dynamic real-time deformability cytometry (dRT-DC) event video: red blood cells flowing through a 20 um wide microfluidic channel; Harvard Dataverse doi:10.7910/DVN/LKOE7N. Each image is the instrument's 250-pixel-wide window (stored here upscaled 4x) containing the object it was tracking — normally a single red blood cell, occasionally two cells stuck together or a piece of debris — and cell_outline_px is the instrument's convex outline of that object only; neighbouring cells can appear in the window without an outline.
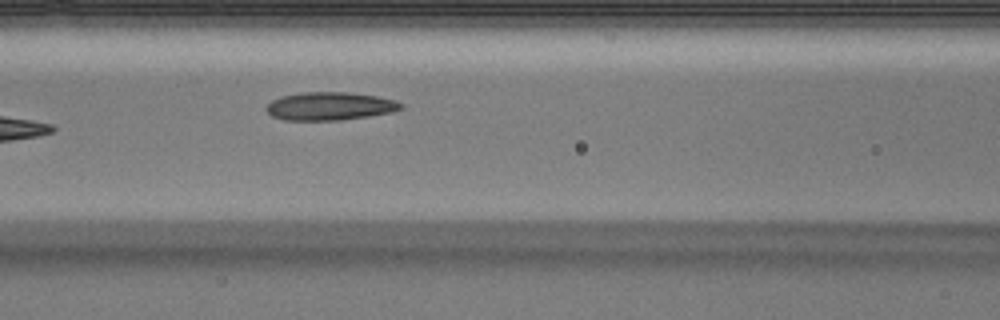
{"species": "Egyptian fruit bat (a non-hibernating species)", "species_latin": "Rousettus aegyptiacus", "temperature_condition": "warm", "stored_images_in_passage": 6, "camera_frame_rate_fps": 3000, "um_per_image_px": 0.085, "animal": {"sex": "male"}, "frame": {"image": 1, "passage_image": 6, "time_ms": 1.667, "image_size_px": [1000, 320], "cell_outline_px": [[404, 108], [392, 112], [368, 116], [340, 120], [284, 120], [272, 116], [264, 108], [272, 100], [284, 96], [304, 92], [348, 92], [376, 96], [396, 100], [404, 104]], "centroid_in_image_um": [28.07, 9.02], "position_along_channel_um": 138.5, "area_um2": 22.02}}